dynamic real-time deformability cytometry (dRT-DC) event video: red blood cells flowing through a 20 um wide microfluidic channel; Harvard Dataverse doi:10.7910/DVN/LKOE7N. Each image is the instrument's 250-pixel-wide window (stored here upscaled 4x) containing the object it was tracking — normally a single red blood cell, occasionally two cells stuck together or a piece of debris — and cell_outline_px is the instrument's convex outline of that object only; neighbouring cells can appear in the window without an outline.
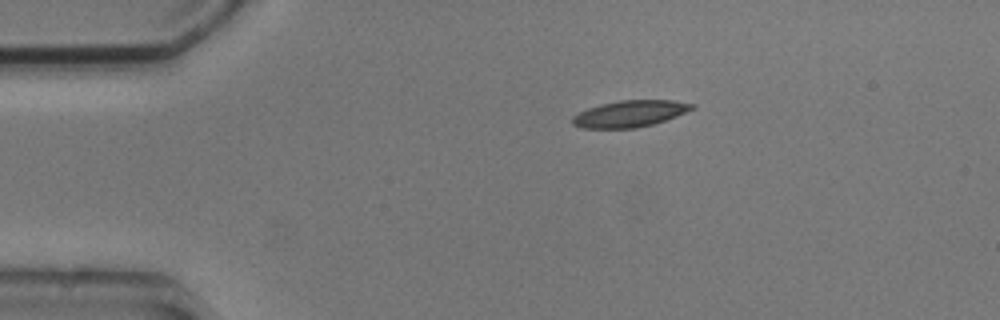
{"species": "common noctule bat (a hibernating species)", "species_latin": "Nyctalus noctula", "temperature_condition": "cold", "stored_images_in_passage": 3, "camera_frame_rate_fps": 3000, "um_per_image_px": 0.085, "animal": {"sex": "male", "body_mass_g": 20.5, "forearm_length_mm": 52.5}, "frame": {"image": 1, "passage_image": 3, "time_ms": 3.333, "image_size_px": [1000, 320], "cell_outline_px": [[696, 108], [676, 116], [652, 124], [636, 128], [584, 128], [572, 124], [572, 116], [588, 108], [600, 104], [620, 100], [672, 100], [696, 104]], "centroid_in_image_um": [53.55, 9.66], "position_along_channel_um": 31.4, "area_um2": 18.44}}